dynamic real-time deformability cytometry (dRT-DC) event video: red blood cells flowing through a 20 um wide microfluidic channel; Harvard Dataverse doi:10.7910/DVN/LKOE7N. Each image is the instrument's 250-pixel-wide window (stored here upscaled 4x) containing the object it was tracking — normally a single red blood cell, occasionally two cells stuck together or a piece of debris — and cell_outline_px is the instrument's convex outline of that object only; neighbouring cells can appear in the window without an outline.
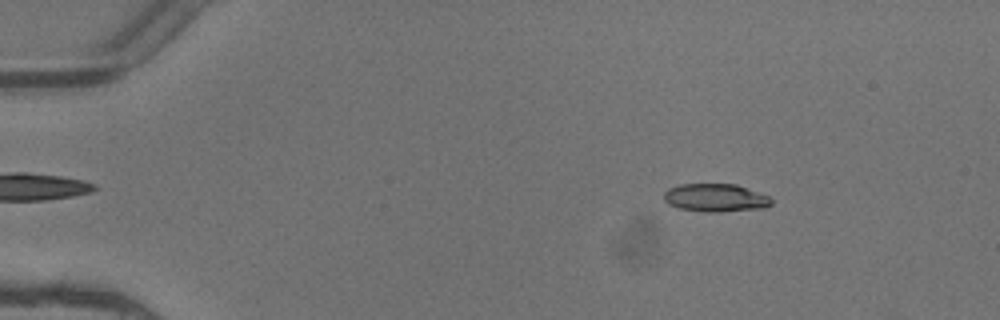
{"species": "common noctule bat (a hibernating species)", "species_latin": "Nyctalus noctula", "temperature_condition": "warm", "stored_images_in_passage": 5, "camera_frame_rate_fps": 3000, "um_per_image_px": 0.085, "animal": {"sex": "female"}, "frame": {"image": 1, "passage_image": 2, "time_ms": 0.333, "image_size_px": [1000, 320], "cell_outline_px": [[772, 204], [764, 208], [720, 212], [704, 212], [680, 208], [668, 204], [664, 200], [664, 192], [668, 188], [680, 184], [736, 184], [768, 196], [772, 200]], "centroid_in_image_um": [60.8, 16.81], "position_along_channel_um": 24.2, "area_um2": 17.57}}
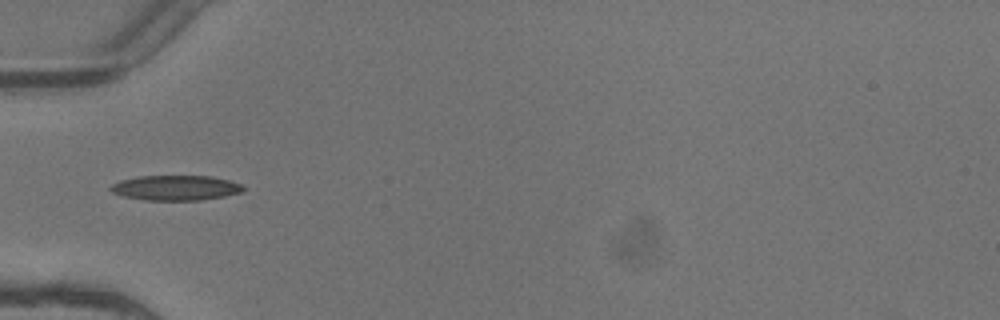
{"frame": {"image": 2, "passage_image": 5, "time_ms": 1.333, "image_size_px": [1000, 320], "cell_outline_px": [[244, 192], [224, 196], [200, 200], [144, 200], [124, 196], [112, 192], [108, 188], [112, 184], [120, 180], [140, 176], [208, 176], [228, 180], [240, 184], [244, 188]], "centroid_in_image_um": [14.91, 15.97], "position_along_channel_um": 70.1, "area_um2": 19.25}}